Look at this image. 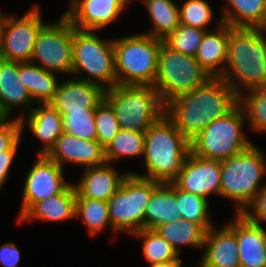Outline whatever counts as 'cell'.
<instances>
[{"label": "cell", "mask_w": 266, "mask_h": 267, "mask_svg": "<svg viewBox=\"0 0 266 267\" xmlns=\"http://www.w3.org/2000/svg\"><path fill=\"white\" fill-rule=\"evenodd\" d=\"M212 78L194 56L179 53L163 41L159 49V60L154 88L164 104L177 96L191 92Z\"/></svg>", "instance_id": "10"}, {"label": "cell", "mask_w": 266, "mask_h": 267, "mask_svg": "<svg viewBox=\"0 0 266 267\" xmlns=\"http://www.w3.org/2000/svg\"><path fill=\"white\" fill-rule=\"evenodd\" d=\"M189 152L190 141L164 114L145 132V173L130 172L160 183H171L178 177Z\"/></svg>", "instance_id": "3"}, {"label": "cell", "mask_w": 266, "mask_h": 267, "mask_svg": "<svg viewBox=\"0 0 266 267\" xmlns=\"http://www.w3.org/2000/svg\"><path fill=\"white\" fill-rule=\"evenodd\" d=\"M226 225L236 235L240 267H266L264 226L250 222L242 214H235Z\"/></svg>", "instance_id": "18"}, {"label": "cell", "mask_w": 266, "mask_h": 267, "mask_svg": "<svg viewBox=\"0 0 266 267\" xmlns=\"http://www.w3.org/2000/svg\"><path fill=\"white\" fill-rule=\"evenodd\" d=\"M35 61L47 71L72 74L73 26L64 14L39 31L31 59Z\"/></svg>", "instance_id": "11"}, {"label": "cell", "mask_w": 266, "mask_h": 267, "mask_svg": "<svg viewBox=\"0 0 266 267\" xmlns=\"http://www.w3.org/2000/svg\"><path fill=\"white\" fill-rule=\"evenodd\" d=\"M161 183L133 173L122 182L119 190L107 201L111 232L133 233L145 229V210L154 190Z\"/></svg>", "instance_id": "9"}, {"label": "cell", "mask_w": 266, "mask_h": 267, "mask_svg": "<svg viewBox=\"0 0 266 267\" xmlns=\"http://www.w3.org/2000/svg\"><path fill=\"white\" fill-rule=\"evenodd\" d=\"M129 4L127 0H73L63 14L77 30L100 31L116 21Z\"/></svg>", "instance_id": "15"}, {"label": "cell", "mask_w": 266, "mask_h": 267, "mask_svg": "<svg viewBox=\"0 0 266 267\" xmlns=\"http://www.w3.org/2000/svg\"><path fill=\"white\" fill-rule=\"evenodd\" d=\"M94 120L97 141L106 149L121 129L113 108L105 99L96 108Z\"/></svg>", "instance_id": "38"}, {"label": "cell", "mask_w": 266, "mask_h": 267, "mask_svg": "<svg viewBox=\"0 0 266 267\" xmlns=\"http://www.w3.org/2000/svg\"><path fill=\"white\" fill-rule=\"evenodd\" d=\"M257 29H259L264 34H266V0H264L262 20H261L260 25L257 27Z\"/></svg>", "instance_id": "45"}, {"label": "cell", "mask_w": 266, "mask_h": 267, "mask_svg": "<svg viewBox=\"0 0 266 267\" xmlns=\"http://www.w3.org/2000/svg\"><path fill=\"white\" fill-rule=\"evenodd\" d=\"M213 10L210 1L186 0L179 6L180 24L210 31L207 27L214 20Z\"/></svg>", "instance_id": "35"}, {"label": "cell", "mask_w": 266, "mask_h": 267, "mask_svg": "<svg viewBox=\"0 0 266 267\" xmlns=\"http://www.w3.org/2000/svg\"><path fill=\"white\" fill-rule=\"evenodd\" d=\"M112 163L84 168L79 181L74 183L76 198L108 201L120 188L130 173L117 172Z\"/></svg>", "instance_id": "20"}, {"label": "cell", "mask_w": 266, "mask_h": 267, "mask_svg": "<svg viewBox=\"0 0 266 267\" xmlns=\"http://www.w3.org/2000/svg\"><path fill=\"white\" fill-rule=\"evenodd\" d=\"M37 105L35 104L36 107L27 113V117L20 113L17 118L21 123V134L25 128H29L33 136L42 142L43 146L38 150V156L47 155L64 132L61 114L50 103Z\"/></svg>", "instance_id": "19"}, {"label": "cell", "mask_w": 266, "mask_h": 267, "mask_svg": "<svg viewBox=\"0 0 266 267\" xmlns=\"http://www.w3.org/2000/svg\"><path fill=\"white\" fill-rule=\"evenodd\" d=\"M239 104V95L221 78L212 77L191 92L165 104V115L191 141L212 121Z\"/></svg>", "instance_id": "1"}, {"label": "cell", "mask_w": 266, "mask_h": 267, "mask_svg": "<svg viewBox=\"0 0 266 267\" xmlns=\"http://www.w3.org/2000/svg\"><path fill=\"white\" fill-rule=\"evenodd\" d=\"M205 32L199 28L179 24L163 42L179 53L195 57Z\"/></svg>", "instance_id": "37"}, {"label": "cell", "mask_w": 266, "mask_h": 267, "mask_svg": "<svg viewBox=\"0 0 266 267\" xmlns=\"http://www.w3.org/2000/svg\"><path fill=\"white\" fill-rule=\"evenodd\" d=\"M146 7L153 28L142 32L159 40H165L180 24L179 6L175 0H140Z\"/></svg>", "instance_id": "27"}, {"label": "cell", "mask_w": 266, "mask_h": 267, "mask_svg": "<svg viewBox=\"0 0 266 267\" xmlns=\"http://www.w3.org/2000/svg\"><path fill=\"white\" fill-rule=\"evenodd\" d=\"M161 43L142 32L113 39L117 85L154 86Z\"/></svg>", "instance_id": "6"}, {"label": "cell", "mask_w": 266, "mask_h": 267, "mask_svg": "<svg viewBox=\"0 0 266 267\" xmlns=\"http://www.w3.org/2000/svg\"><path fill=\"white\" fill-rule=\"evenodd\" d=\"M177 203L181 219L194 222L206 231L214 226L210 219L209 200L206 198L185 192L177 187Z\"/></svg>", "instance_id": "34"}, {"label": "cell", "mask_w": 266, "mask_h": 267, "mask_svg": "<svg viewBox=\"0 0 266 267\" xmlns=\"http://www.w3.org/2000/svg\"><path fill=\"white\" fill-rule=\"evenodd\" d=\"M37 5L20 18L1 12L0 58L12 62L31 61L36 38L46 24Z\"/></svg>", "instance_id": "12"}, {"label": "cell", "mask_w": 266, "mask_h": 267, "mask_svg": "<svg viewBox=\"0 0 266 267\" xmlns=\"http://www.w3.org/2000/svg\"><path fill=\"white\" fill-rule=\"evenodd\" d=\"M105 100L125 131L145 133L165 114V104L151 85H115L106 89Z\"/></svg>", "instance_id": "5"}, {"label": "cell", "mask_w": 266, "mask_h": 267, "mask_svg": "<svg viewBox=\"0 0 266 267\" xmlns=\"http://www.w3.org/2000/svg\"><path fill=\"white\" fill-rule=\"evenodd\" d=\"M173 183L181 190L208 200L220 196L221 161L204 159L189 152Z\"/></svg>", "instance_id": "14"}, {"label": "cell", "mask_w": 266, "mask_h": 267, "mask_svg": "<svg viewBox=\"0 0 266 267\" xmlns=\"http://www.w3.org/2000/svg\"><path fill=\"white\" fill-rule=\"evenodd\" d=\"M21 260V251L13 242H7L0 246V264L3 267H18Z\"/></svg>", "instance_id": "42"}, {"label": "cell", "mask_w": 266, "mask_h": 267, "mask_svg": "<svg viewBox=\"0 0 266 267\" xmlns=\"http://www.w3.org/2000/svg\"><path fill=\"white\" fill-rule=\"evenodd\" d=\"M247 126L259 133L266 132V88H254L239 95Z\"/></svg>", "instance_id": "31"}, {"label": "cell", "mask_w": 266, "mask_h": 267, "mask_svg": "<svg viewBox=\"0 0 266 267\" xmlns=\"http://www.w3.org/2000/svg\"><path fill=\"white\" fill-rule=\"evenodd\" d=\"M246 119L238 104L227 115L210 122L190 141V152L210 160L222 161L253 145L243 132Z\"/></svg>", "instance_id": "8"}, {"label": "cell", "mask_w": 266, "mask_h": 267, "mask_svg": "<svg viewBox=\"0 0 266 267\" xmlns=\"http://www.w3.org/2000/svg\"><path fill=\"white\" fill-rule=\"evenodd\" d=\"M18 77L27 88L34 103H50L57 91L59 82L56 73L47 71L36 62H18Z\"/></svg>", "instance_id": "26"}, {"label": "cell", "mask_w": 266, "mask_h": 267, "mask_svg": "<svg viewBox=\"0 0 266 267\" xmlns=\"http://www.w3.org/2000/svg\"><path fill=\"white\" fill-rule=\"evenodd\" d=\"M96 33L73 27L71 76L110 89L117 85L113 39H101Z\"/></svg>", "instance_id": "7"}, {"label": "cell", "mask_w": 266, "mask_h": 267, "mask_svg": "<svg viewBox=\"0 0 266 267\" xmlns=\"http://www.w3.org/2000/svg\"><path fill=\"white\" fill-rule=\"evenodd\" d=\"M0 98L4 108L12 116L15 110L29 108L35 103L27 88L19 80L18 62L6 61L0 58Z\"/></svg>", "instance_id": "25"}, {"label": "cell", "mask_w": 266, "mask_h": 267, "mask_svg": "<svg viewBox=\"0 0 266 267\" xmlns=\"http://www.w3.org/2000/svg\"><path fill=\"white\" fill-rule=\"evenodd\" d=\"M220 19L232 28H257L262 20L264 0H224Z\"/></svg>", "instance_id": "29"}, {"label": "cell", "mask_w": 266, "mask_h": 267, "mask_svg": "<svg viewBox=\"0 0 266 267\" xmlns=\"http://www.w3.org/2000/svg\"><path fill=\"white\" fill-rule=\"evenodd\" d=\"M241 214L254 224L263 226L266 223V187L255 195V198Z\"/></svg>", "instance_id": "39"}, {"label": "cell", "mask_w": 266, "mask_h": 267, "mask_svg": "<svg viewBox=\"0 0 266 267\" xmlns=\"http://www.w3.org/2000/svg\"><path fill=\"white\" fill-rule=\"evenodd\" d=\"M27 172L17 221L37 202L62 193L71 183L65 181V169L46 155H38Z\"/></svg>", "instance_id": "13"}, {"label": "cell", "mask_w": 266, "mask_h": 267, "mask_svg": "<svg viewBox=\"0 0 266 267\" xmlns=\"http://www.w3.org/2000/svg\"><path fill=\"white\" fill-rule=\"evenodd\" d=\"M20 138L9 150L3 151L0 154V189L3 188L7 178L10 175L11 166L14 158H16L17 151L20 147Z\"/></svg>", "instance_id": "41"}, {"label": "cell", "mask_w": 266, "mask_h": 267, "mask_svg": "<svg viewBox=\"0 0 266 267\" xmlns=\"http://www.w3.org/2000/svg\"><path fill=\"white\" fill-rule=\"evenodd\" d=\"M46 156L63 168L65 163L84 168L107 163L105 148L97 140H85L67 133H63L56 140Z\"/></svg>", "instance_id": "17"}, {"label": "cell", "mask_w": 266, "mask_h": 267, "mask_svg": "<svg viewBox=\"0 0 266 267\" xmlns=\"http://www.w3.org/2000/svg\"><path fill=\"white\" fill-rule=\"evenodd\" d=\"M142 240V252L149 264L182 261L180 254L156 230L142 229L132 234Z\"/></svg>", "instance_id": "32"}, {"label": "cell", "mask_w": 266, "mask_h": 267, "mask_svg": "<svg viewBox=\"0 0 266 267\" xmlns=\"http://www.w3.org/2000/svg\"><path fill=\"white\" fill-rule=\"evenodd\" d=\"M63 132L85 140H97L95 111L63 113Z\"/></svg>", "instance_id": "36"}, {"label": "cell", "mask_w": 266, "mask_h": 267, "mask_svg": "<svg viewBox=\"0 0 266 267\" xmlns=\"http://www.w3.org/2000/svg\"><path fill=\"white\" fill-rule=\"evenodd\" d=\"M76 190L71 183L62 193L53 195L35 203L17 222H32L33 220L53 221L55 223L75 218Z\"/></svg>", "instance_id": "23"}, {"label": "cell", "mask_w": 266, "mask_h": 267, "mask_svg": "<svg viewBox=\"0 0 266 267\" xmlns=\"http://www.w3.org/2000/svg\"><path fill=\"white\" fill-rule=\"evenodd\" d=\"M216 23L215 28L205 32L195 56L199 65L211 77L223 75L228 52L229 25L222 23L221 19Z\"/></svg>", "instance_id": "22"}, {"label": "cell", "mask_w": 266, "mask_h": 267, "mask_svg": "<svg viewBox=\"0 0 266 267\" xmlns=\"http://www.w3.org/2000/svg\"><path fill=\"white\" fill-rule=\"evenodd\" d=\"M218 228L214 225L207 231L199 263L203 267H240L235 233L227 225Z\"/></svg>", "instance_id": "21"}, {"label": "cell", "mask_w": 266, "mask_h": 267, "mask_svg": "<svg viewBox=\"0 0 266 267\" xmlns=\"http://www.w3.org/2000/svg\"><path fill=\"white\" fill-rule=\"evenodd\" d=\"M75 218L82 220L91 236L98 235L107 227L111 228L107 201L76 198Z\"/></svg>", "instance_id": "30"}, {"label": "cell", "mask_w": 266, "mask_h": 267, "mask_svg": "<svg viewBox=\"0 0 266 267\" xmlns=\"http://www.w3.org/2000/svg\"><path fill=\"white\" fill-rule=\"evenodd\" d=\"M11 115L7 112V110L4 108L1 98H0V125L8 122L12 118H10Z\"/></svg>", "instance_id": "44"}, {"label": "cell", "mask_w": 266, "mask_h": 267, "mask_svg": "<svg viewBox=\"0 0 266 267\" xmlns=\"http://www.w3.org/2000/svg\"><path fill=\"white\" fill-rule=\"evenodd\" d=\"M22 136L21 123L17 117L0 125V154L9 150Z\"/></svg>", "instance_id": "40"}, {"label": "cell", "mask_w": 266, "mask_h": 267, "mask_svg": "<svg viewBox=\"0 0 266 267\" xmlns=\"http://www.w3.org/2000/svg\"><path fill=\"white\" fill-rule=\"evenodd\" d=\"M145 133L120 130L105 149L107 163L144 155Z\"/></svg>", "instance_id": "33"}, {"label": "cell", "mask_w": 266, "mask_h": 267, "mask_svg": "<svg viewBox=\"0 0 266 267\" xmlns=\"http://www.w3.org/2000/svg\"><path fill=\"white\" fill-rule=\"evenodd\" d=\"M150 267H183L181 261H166L150 264Z\"/></svg>", "instance_id": "43"}, {"label": "cell", "mask_w": 266, "mask_h": 267, "mask_svg": "<svg viewBox=\"0 0 266 267\" xmlns=\"http://www.w3.org/2000/svg\"><path fill=\"white\" fill-rule=\"evenodd\" d=\"M266 156L253 144L238 155L221 161L220 197L233 200L235 213L241 214L266 184Z\"/></svg>", "instance_id": "4"}, {"label": "cell", "mask_w": 266, "mask_h": 267, "mask_svg": "<svg viewBox=\"0 0 266 267\" xmlns=\"http://www.w3.org/2000/svg\"><path fill=\"white\" fill-rule=\"evenodd\" d=\"M106 89L75 77L63 80L50 104L62 115L68 112L95 111L105 99Z\"/></svg>", "instance_id": "16"}, {"label": "cell", "mask_w": 266, "mask_h": 267, "mask_svg": "<svg viewBox=\"0 0 266 267\" xmlns=\"http://www.w3.org/2000/svg\"><path fill=\"white\" fill-rule=\"evenodd\" d=\"M176 251L182 255L181 247L203 249L207 231L200 225L180 219L162 224L155 229Z\"/></svg>", "instance_id": "28"}, {"label": "cell", "mask_w": 266, "mask_h": 267, "mask_svg": "<svg viewBox=\"0 0 266 267\" xmlns=\"http://www.w3.org/2000/svg\"><path fill=\"white\" fill-rule=\"evenodd\" d=\"M177 186L161 183L152 193L145 210V229L155 230L162 224L180 220Z\"/></svg>", "instance_id": "24"}, {"label": "cell", "mask_w": 266, "mask_h": 267, "mask_svg": "<svg viewBox=\"0 0 266 267\" xmlns=\"http://www.w3.org/2000/svg\"><path fill=\"white\" fill-rule=\"evenodd\" d=\"M266 34L229 26L226 67L221 78L238 94L265 88ZM243 87V91H242Z\"/></svg>", "instance_id": "2"}]
</instances>
